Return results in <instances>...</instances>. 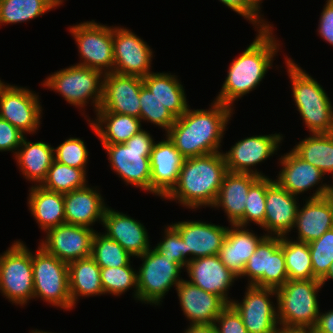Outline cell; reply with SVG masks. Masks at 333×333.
Listing matches in <instances>:
<instances>
[{
  "label": "cell",
  "instance_id": "cell-1",
  "mask_svg": "<svg viewBox=\"0 0 333 333\" xmlns=\"http://www.w3.org/2000/svg\"><path fill=\"white\" fill-rule=\"evenodd\" d=\"M233 110L214 100L206 110L189 106L165 135L185 159L223 152L221 143Z\"/></svg>",
  "mask_w": 333,
  "mask_h": 333
},
{
  "label": "cell",
  "instance_id": "cell-2",
  "mask_svg": "<svg viewBox=\"0 0 333 333\" xmlns=\"http://www.w3.org/2000/svg\"><path fill=\"white\" fill-rule=\"evenodd\" d=\"M273 28L257 30L254 41L232 60L222 89L214 101L232 108L235 101L256 89L262 82L273 67V58L281 48L280 41L273 34Z\"/></svg>",
  "mask_w": 333,
  "mask_h": 333
},
{
  "label": "cell",
  "instance_id": "cell-3",
  "mask_svg": "<svg viewBox=\"0 0 333 333\" xmlns=\"http://www.w3.org/2000/svg\"><path fill=\"white\" fill-rule=\"evenodd\" d=\"M227 172L223 152L187 158L177 184L163 199L191 210L212 207Z\"/></svg>",
  "mask_w": 333,
  "mask_h": 333
},
{
  "label": "cell",
  "instance_id": "cell-4",
  "mask_svg": "<svg viewBox=\"0 0 333 333\" xmlns=\"http://www.w3.org/2000/svg\"><path fill=\"white\" fill-rule=\"evenodd\" d=\"M285 64L292 99L309 133H333V106L323 86L287 55Z\"/></svg>",
  "mask_w": 333,
  "mask_h": 333
},
{
  "label": "cell",
  "instance_id": "cell-5",
  "mask_svg": "<svg viewBox=\"0 0 333 333\" xmlns=\"http://www.w3.org/2000/svg\"><path fill=\"white\" fill-rule=\"evenodd\" d=\"M318 279L287 280L276 289L277 317L280 329L312 330L320 314Z\"/></svg>",
  "mask_w": 333,
  "mask_h": 333
},
{
  "label": "cell",
  "instance_id": "cell-6",
  "mask_svg": "<svg viewBox=\"0 0 333 333\" xmlns=\"http://www.w3.org/2000/svg\"><path fill=\"white\" fill-rule=\"evenodd\" d=\"M155 144L153 136L142 129L121 144H102L108 154L110 169L126 185L150 193V155Z\"/></svg>",
  "mask_w": 333,
  "mask_h": 333
},
{
  "label": "cell",
  "instance_id": "cell-7",
  "mask_svg": "<svg viewBox=\"0 0 333 333\" xmlns=\"http://www.w3.org/2000/svg\"><path fill=\"white\" fill-rule=\"evenodd\" d=\"M103 78L101 71L74 64L50 74L41 85L76 108L84 109L91 102L96 113L103 98Z\"/></svg>",
  "mask_w": 333,
  "mask_h": 333
},
{
  "label": "cell",
  "instance_id": "cell-8",
  "mask_svg": "<svg viewBox=\"0 0 333 333\" xmlns=\"http://www.w3.org/2000/svg\"><path fill=\"white\" fill-rule=\"evenodd\" d=\"M20 240L0 255V293L12 304L25 306L34 294L32 251Z\"/></svg>",
  "mask_w": 333,
  "mask_h": 333
},
{
  "label": "cell",
  "instance_id": "cell-9",
  "mask_svg": "<svg viewBox=\"0 0 333 333\" xmlns=\"http://www.w3.org/2000/svg\"><path fill=\"white\" fill-rule=\"evenodd\" d=\"M136 258L142 260L137 271L138 301L160 306L169 290L173 286L176 289L183 280L180 276L184 267L175 259L159 255L152 248Z\"/></svg>",
  "mask_w": 333,
  "mask_h": 333
},
{
  "label": "cell",
  "instance_id": "cell-10",
  "mask_svg": "<svg viewBox=\"0 0 333 333\" xmlns=\"http://www.w3.org/2000/svg\"><path fill=\"white\" fill-rule=\"evenodd\" d=\"M34 280L33 299L41 298L45 303L65 311L72 310L69 290L68 263L48 254L42 247L32 252Z\"/></svg>",
  "mask_w": 333,
  "mask_h": 333
},
{
  "label": "cell",
  "instance_id": "cell-11",
  "mask_svg": "<svg viewBox=\"0 0 333 333\" xmlns=\"http://www.w3.org/2000/svg\"><path fill=\"white\" fill-rule=\"evenodd\" d=\"M68 30L74 37L81 58L76 65L95 69L103 74L113 72V26L92 20L72 25Z\"/></svg>",
  "mask_w": 333,
  "mask_h": 333
},
{
  "label": "cell",
  "instance_id": "cell-12",
  "mask_svg": "<svg viewBox=\"0 0 333 333\" xmlns=\"http://www.w3.org/2000/svg\"><path fill=\"white\" fill-rule=\"evenodd\" d=\"M247 285L277 289L288 280L282 237L266 236L249 258L241 278Z\"/></svg>",
  "mask_w": 333,
  "mask_h": 333
},
{
  "label": "cell",
  "instance_id": "cell-13",
  "mask_svg": "<svg viewBox=\"0 0 333 333\" xmlns=\"http://www.w3.org/2000/svg\"><path fill=\"white\" fill-rule=\"evenodd\" d=\"M273 296L277 298L276 289L247 285L242 301L232 299L230 305L249 333H276L280 329L277 305L270 299Z\"/></svg>",
  "mask_w": 333,
  "mask_h": 333
},
{
  "label": "cell",
  "instance_id": "cell-14",
  "mask_svg": "<svg viewBox=\"0 0 333 333\" xmlns=\"http://www.w3.org/2000/svg\"><path fill=\"white\" fill-rule=\"evenodd\" d=\"M26 87L9 84L0 95V118L24 135L36 133L42 118L39 95Z\"/></svg>",
  "mask_w": 333,
  "mask_h": 333
},
{
  "label": "cell",
  "instance_id": "cell-15",
  "mask_svg": "<svg viewBox=\"0 0 333 333\" xmlns=\"http://www.w3.org/2000/svg\"><path fill=\"white\" fill-rule=\"evenodd\" d=\"M153 50L130 29L113 27L114 73L146 77L151 71Z\"/></svg>",
  "mask_w": 333,
  "mask_h": 333
},
{
  "label": "cell",
  "instance_id": "cell-16",
  "mask_svg": "<svg viewBox=\"0 0 333 333\" xmlns=\"http://www.w3.org/2000/svg\"><path fill=\"white\" fill-rule=\"evenodd\" d=\"M283 135H253L237 141L230 150L223 153L227 170L236 173H248L258 177H266L261 171L253 169L274 154H277Z\"/></svg>",
  "mask_w": 333,
  "mask_h": 333
},
{
  "label": "cell",
  "instance_id": "cell-17",
  "mask_svg": "<svg viewBox=\"0 0 333 333\" xmlns=\"http://www.w3.org/2000/svg\"><path fill=\"white\" fill-rule=\"evenodd\" d=\"M95 232L90 227L64 223L48 229L39 246L48 254L70 263L91 256Z\"/></svg>",
  "mask_w": 333,
  "mask_h": 333
},
{
  "label": "cell",
  "instance_id": "cell-18",
  "mask_svg": "<svg viewBox=\"0 0 333 333\" xmlns=\"http://www.w3.org/2000/svg\"><path fill=\"white\" fill-rule=\"evenodd\" d=\"M278 160L281 169L275 181L282 188L298 197L319 184L308 199L326 196L328 184L323 183L325 174L317 167L300 158L293 150L284 153Z\"/></svg>",
  "mask_w": 333,
  "mask_h": 333
},
{
  "label": "cell",
  "instance_id": "cell-19",
  "mask_svg": "<svg viewBox=\"0 0 333 333\" xmlns=\"http://www.w3.org/2000/svg\"><path fill=\"white\" fill-rule=\"evenodd\" d=\"M171 225L179 232L184 241L183 256L188 261L218 255L228 231L227 226L201 220L178 221L172 222Z\"/></svg>",
  "mask_w": 333,
  "mask_h": 333
},
{
  "label": "cell",
  "instance_id": "cell-20",
  "mask_svg": "<svg viewBox=\"0 0 333 333\" xmlns=\"http://www.w3.org/2000/svg\"><path fill=\"white\" fill-rule=\"evenodd\" d=\"M143 85V79L138 76L104 74L103 98L98 110L140 118L139 96Z\"/></svg>",
  "mask_w": 333,
  "mask_h": 333
},
{
  "label": "cell",
  "instance_id": "cell-21",
  "mask_svg": "<svg viewBox=\"0 0 333 333\" xmlns=\"http://www.w3.org/2000/svg\"><path fill=\"white\" fill-rule=\"evenodd\" d=\"M164 136L166 140L156 141L150 155V193L162 199L177 184L185 160L169 137Z\"/></svg>",
  "mask_w": 333,
  "mask_h": 333
},
{
  "label": "cell",
  "instance_id": "cell-22",
  "mask_svg": "<svg viewBox=\"0 0 333 333\" xmlns=\"http://www.w3.org/2000/svg\"><path fill=\"white\" fill-rule=\"evenodd\" d=\"M185 269L190 279L188 282L221 297L230 305L229 290L239 277L221 262L218 255L193 259Z\"/></svg>",
  "mask_w": 333,
  "mask_h": 333
},
{
  "label": "cell",
  "instance_id": "cell-23",
  "mask_svg": "<svg viewBox=\"0 0 333 333\" xmlns=\"http://www.w3.org/2000/svg\"><path fill=\"white\" fill-rule=\"evenodd\" d=\"M299 197L292 195L274 181L266 189L264 223L260 226L266 236H289L295 223ZM298 201V202H297Z\"/></svg>",
  "mask_w": 333,
  "mask_h": 333
},
{
  "label": "cell",
  "instance_id": "cell-24",
  "mask_svg": "<svg viewBox=\"0 0 333 333\" xmlns=\"http://www.w3.org/2000/svg\"><path fill=\"white\" fill-rule=\"evenodd\" d=\"M102 225L105 229L103 233L118 242L133 258L152 248L145 226L127 214L107 206Z\"/></svg>",
  "mask_w": 333,
  "mask_h": 333
},
{
  "label": "cell",
  "instance_id": "cell-25",
  "mask_svg": "<svg viewBox=\"0 0 333 333\" xmlns=\"http://www.w3.org/2000/svg\"><path fill=\"white\" fill-rule=\"evenodd\" d=\"M181 310L190 325H211L228 306L219 296L182 280L175 289Z\"/></svg>",
  "mask_w": 333,
  "mask_h": 333
},
{
  "label": "cell",
  "instance_id": "cell-26",
  "mask_svg": "<svg viewBox=\"0 0 333 333\" xmlns=\"http://www.w3.org/2000/svg\"><path fill=\"white\" fill-rule=\"evenodd\" d=\"M96 187L89 185L64 194L65 222L92 228L102 224L107 204ZM92 226V227H91Z\"/></svg>",
  "mask_w": 333,
  "mask_h": 333
},
{
  "label": "cell",
  "instance_id": "cell-27",
  "mask_svg": "<svg viewBox=\"0 0 333 333\" xmlns=\"http://www.w3.org/2000/svg\"><path fill=\"white\" fill-rule=\"evenodd\" d=\"M293 228L297 241L310 243L333 228V200L327 196L305 199L298 208Z\"/></svg>",
  "mask_w": 333,
  "mask_h": 333
},
{
  "label": "cell",
  "instance_id": "cell-28",
  "mask_svg": "<svg viewBox=\"0 0 333 333\" xmlns=\"http://www.w3.org/2000/svg\"><path fill=\"white\" fill-rule=\"evenodd\" d=\"M266 237L259 236L247 226L231 225L218 252L221 262L235 275L240 277L249 258L256 251L258 244Z\"/></svg>",
  "mask_w": 333,
  "mask_h": 333
},
{
  "label": "cell",
  "instance_id": "cell-29",
  "mask_svg": "<svg viewBox=\"0 0 333 333\" xmlns=\"http://www.w3.org/2000/svg\"><path fill=\"white\" fill-rule=\"evenodd\" d=\"M259 178L253 174L228 171L211 208L221 207L229 225H237L244 217L249 189Z\"/></svg>",
  "mask_w": 333,
  "mask_h": 333
},
{
  "label": "cell",
  "instance_id": "cell-30",
  "mask_svg": "<svg viewBox=\"0 0 333 333\" xmlns=\"http://www.w3.org/2000/svg\"><path fill=\"white\" fill-rule=\"evenodd\" d=\"M95 115V120L87 118V121L101 144L125 143L143 129L140 118L134 116L106 110H97Z\"/></svg>",
  "mask_w": 333,
  "mask_h": 333
},
{
  "label": "cell",
  "instance_id": "cell-31",
  "mask_svg": "<svg viewBox=\"0 0 333 333\" xmlns=\"http://www.w3.org/2000/svg\"><path fill=\"white\" fill-rule=\"evenodd\" d=\"M14 159L26 180L41 185L54 160V147L43 141L31 142L25 136Z\"/></svg>",
  "mask_w": 333,
  "mask_h": 333
},
{
  "label": "cell",
  "instance_id": "cell-32",
  "mask_svg": "<svg viewBox=\"0 0 333 333\" xmlns=\"http://www.w3.org/2000/svg\"><path fill=\"white\" fill-rule=\"evenodd\" d=\"M28 195V209L41 230L46 232L66 223L64 194L47 190L40 185H32Z\"/></svg>",
  "mask_w": 333,
  "mask_h": 333
},
{
  "label": "cell",
  "instance_id": "cell-33",
  "mask_svg": "<svg viewBox=\"0 0 333 333\" xmlns=\"http://www.w3.org/2000/svg\"><path fill=\"white\" fill-rule=\"evenodd\" d=\"M100 271V266L91 256L68 263L72 309L75 308L80 297L104 295Z\"/></svg>",
  "mask_w": 333,
  "mask_h": 333
},
{
  "label": "cell",
  "instance_id": "cell-34",
  "mask_svg": "<svg viewBox=\"0 0 333 333\" xmlns=\"http://www.w3.org/2000/svg\"><path fill=\"white\" fill-rule=\"evenodd\" d=\"M144 85L176 117L182 116L190 106L185 89L177 75L152 72L142 78Z\"/></svg>",
  "mask_w": 333,
  "mask_h": 333
},
{
  "label": "cell",
  "instance_id": "cell-35",
  "mask_svg": "<svg viewBox=\"0 0 333 333\" xmlns=\"http://www.w3.org/2000/svg\"><path fill=\"white\" fill-rule=\"evenodd\" d=\"M292 150L325 175H333V133L310 134L301 139Z\"/></svg>",
  "mask_w": 333,
  "mask_h": 333
},
{
  "label": "cell",
  "instance_id": "cell-36",
  "mask_svg": "<svg viewBox=\"0 0 333 333\" xmlns=\"http://www.w3.org/2000/svg\"><path fill=\"white\" fill-rule=\"evenodd\" d=\"M64 0H0V26L26 23L62 5Z\"/></svg>",
  "mask_w": 333,
  "mask_h": 333
},
{
  "label": "cell",
  "instance_id": "cell-37",
  "mask_svg": "<svg viewBox=\"0 0 333 333\" xmlns=\"http://www.w3.org/2000/svg\"><path fill=\"white\" fill-rule=\"evenodd\" d=\"M288 238V236H282V250L288 280L314 279L309 244Z\"/></svg>",
  "mask_w": 333,
  "mask_h": 333
},
{
  "label": "cell",
  "instance_id": "cell-38",
  "mask_svg": "<svg viewBox=\"0 0 333 333\" xmlns=\"http://www.w3.org/2000/svg\"><path fill=\"white\" fill-rule=\"evenodd\" d=\"M86 171L53 160L46 179L40 186L50 191L65 194L88 185Z\"/></svg>",
  "mask_w": 333,
  "mask_h": 333
},
{
  "label": "cell",
  "instance_id": "cell-39",
  "mask_svg": "<svg viewBox=\"0 0 333 333\" xmlns=\"http://www.w3.org/2000/svg\"><path fill=\"white\" fill-rule=\"evenodd\" d=\"M91 257L100 268H106L127 266L133 256L118 242L96 231L92 241Z\"/></svg>",
  "mask_w": 333,
  "mask_h": 333
},
{
  "label": "cell",
  "instance_id": "cell-40",
  "mask_svg": "<svg viewBox=\"0 0 333 333\" xmlns=\"http://www.w3.org/2000/svg\"><path fill=\"white\" fill-rule=\"evenodd\" d=\"M100 277L104 295L120 296L133 288V298L138 301L137 270L131 262L127 266L101 268Z\"/></svg>",
  "mask_w": 333,
  "mask_h": 333
},
{
  "label": "cell",
  "instance_id": "cell-41",
  "mask_svg": "<svg viewBox=\"0 0 333 333\" xmlns=\"http://www.w3.org/2000/svg\"><path fill=\"white\" fill-rule=\"evenodd\" d=\"M275 180L260 177L249 189L243 219L237 224L239 226H250L255 223L259 227L264 223L266 210V189Z\"/></svg>",
  "mask_w": 333,
  "mask_h": 333
},
{
  "label": "cell",
  "instance_id": "cell-42",
  "mask_svg": "<svg viewBox=\"0 0 333 333\" xmlns=\"http://www.w3.org/2000/svg\"><path fill=\"white\" fill-rule=\"evenodd\" d=\"M139 99L141 122L153 123V125L165 130L166 133L175 123L176 117L145 85L141 87Z\"/></svg>",
  "mask_w": 333,
  "mask_h": 333
},
{
  "label": "cell",
  "instance_id": "cell-43",
  "mask_svg": "<svg viewBox=\"0 0 333 333\" xmlns=\"http://www.w3.org/2000/svg\"><path fill=\"white\" fill-rule=\"evenodd\" d=\"M309 244L314 279L321 280L333 262V228Z\"/></svg>",
  "mask_w": 333,
  "mask_h": 333
},
{
  "label": "cell",
  "instance_id": "cell-44",
  "mask_svg": "<svg viewBox=\"0 0 333 333\" xmlns=\"http://www.w3.org/2000/svg\"><path fill=\"white\" fill-rule=\"evenodd\" d=\"M89 151L85 142L76 137L65 139L54 148V160L73 168L86 170Z\"/></svg>",
  "mask_w": 333,
  "mask_h": 333
},
{
  "label": "cell",
  "instance_id": "cell-45",
  "mask_svg": "<svg viewBox=\"0 0 333 333\" xmlns=\"http://www.w3.org/2000/svg\"><path fill=\"white\" fill-rule=\"evenodd\" d=\"M156 246L152 247L159 255L175 259L184 268L188 260L183 256L184 241L179 232L170 224L164 227V236Z\"/></svg>",
  "mask_w": 333,
  "mask_h": 333
},
{
  "label": "cell",
  "instance_id": "cell-46",
  "mask_svg": "<svg viewBox=\"0 0 333 333\" xmlns=\"http://www.w3.org/2000/svg\"><path fill=\"white\" fill-rule=\"evenodd\" d=\"M221 3L232 9L248 20L256 30H265L271 27L273 24H268L266 19L262 17L261 11L251 2V0H219Z\"/></svg>",
  "mask_w": 333,
  "mask_h": 333
},
{
  "label": "cell",
  "instance_id": "cell-47",
  "mask_svg": "<svg viewBox=\"0 0 333 333\" xmlns=\"http://www.w3.org/2000/svg\"><path fill=\"white\" fill-rule=\"evenodd\" d=\"M217 333H249L241 316L228 305L216 318L214 323Z\"/></svg>",
  "mask_w": 333,
  "mask_h": 333
},
{
  "label": "cell",
  "instance_id": "cell-48",
  "mask_svg": "<svg viewBox=\"0 0 333 333\" xmlns=\"http://www.w3.org/2000/svg\"><path fill=\"white\" fill-rule=\"evenodd\" d=\"M25 135L5 119L0 118V151H11L15 156Z\"/></svg>",
  "mask_w": 333,
  "mask_h": 333
},
{
  "label": "cell",
  "instance_id": "cell-49",
  "mask_svg": "<svg viewBox=\"0 0 333 333\" xmlns=\"http://www.w3.org/2000/svg\"><path fill=\"white\" fill-rule=\"evenodd\" d=\"M319 18L317 33L333 46V0H327Z\"/></svg>",
  "mask_w": 333,
  "mask_h": 333
},
{
  "label": "cell",
  "instance_id": "cell-50",
  "mask_svg": "<svg viewBox=\"0 0 333 333\" xmlns=\"http://www.w3.org/2000/svg\"><path fill=\"white\" fill-rule=\"evenodd\" d=\"M312 333H333V309L323 313L320 312L316 326Z\"/></svg>",
  "mask_w": 333,
  "mask_h": 333
},
{
  "label": "cell",
  "instance_id": "cell-51",
  "mask_svg": "<svg viewBox=\"0 0 333 333\" xmlns=\"http://www.w3.org/2000/svg\"><path fill=\"white\" fill-rule=\"evenodd\" d=\"M183 333H217L214 324L211 325H188Z\"/></svg>",
  "mask_w": 333,
  "mask_h": 333
},
{
  "label": "cell",
  "instance_id": "cell-52",
  "mask_svg": "<svg viewBox=\"0 0 333 333\" xmlns=\"http://www.w3.org/2000/svg\"><path fill=\"white\" fill-rule=\"evenodd\" d=\"M330 279L333 281V262L331 263V266L329 267L327 274L320 280L322 286H324L325 282L329 281Z\"/></svg>",
  "mask_w": 333,
  "mask_h": 333
},
{
  "label": "cell",
  "instance_id": "cell-53",
  "mask_svg": "<svg viewBox=\"0 0 333 333\" xmlns=\"http://www.w3.org/2000/svg\"><path fill=\"white\" fill-rule=\"evenodd\" d=\"M276 333H312L311 330H284L279 329Z\"/></svg>",
  "mask_w": 333,
  "mask_h": 333
},
{
  "label": "cell",
  "instance_id": "cell-54",
  "mask_svg": "<svg viewBox=\"0 0 333 333\" xmlns=\"http://www.w3.org/2000/svg\"><path fill=\"white\" fill-rule=\"evenodd\" d=\"M330 178H332V184H328V191L326 196L333 200V175Z\"/></svg>",
  "mask_w": 333,
  "mask_h": 333
},
{
  "label": "cell",
  "instance_id": "cell-55",
  "mask_svg": "<svg viewBox=\"0 0 333 333\" xmlns=\"http://www.w3.org/2000/svg\"><path fill=\"white\" fill-rule=\"evenodd\" d=\"M251 2L261 11V3H263L262 0H251Z\"/></svg>",
  "mask_w": 333,
  "mask_h": 333
},
{
  "label": "cell",
  "instance_id": "cell-56",
  "mask_svg": "<svg viewBox=\"0 0 333 333\" xmlns=\"http://www.w3.org/2000/svg\"><path fill=\"white\" fill-rule=\"evenodd\" d=\"M8 85H9L8 83H5V82H3V81L0 79V95H1L2 91H3Z\"/></svg>",
  "mask_w": 333,
  "mask_h": 333
},
{
  "label": "cell",
  "instance_id": "cell-57",
  "mask_svg": "<svg viewBox=\"0 0 333 333\" xmlns=\"http://www.w3.org/2000/svg\"><path fill=\"white\" fill-rule=\"evenodd\" d=\"M30 333H52V332H45V331H40V330H38V329H34V330H32Z\"/></svg>",
  "mask_w": 333,
  "mask_h": 333
}]
</instances>
